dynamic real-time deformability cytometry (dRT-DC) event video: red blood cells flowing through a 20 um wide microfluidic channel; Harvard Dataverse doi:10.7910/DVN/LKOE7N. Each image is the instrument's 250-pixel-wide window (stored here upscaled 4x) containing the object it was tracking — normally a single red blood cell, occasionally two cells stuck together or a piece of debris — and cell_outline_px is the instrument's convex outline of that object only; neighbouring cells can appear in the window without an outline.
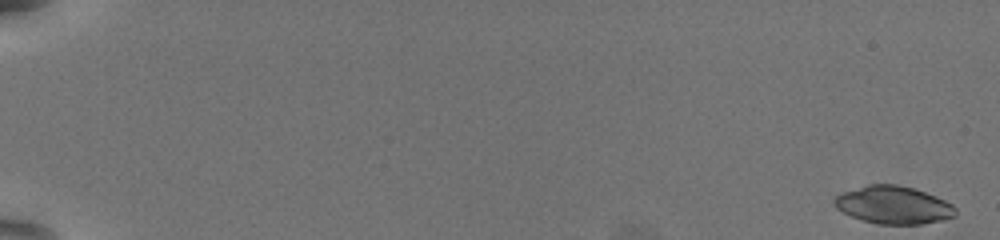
{"species": "common noctule bat (a hibernating species)", "species_latin": "Nyctalus noctula", "temperature_condition": "warm", "stored_images_in_passage": 58, "camera_frame_rate_fps": 3000, "um_per_image_px": 0.085, "animal": {"sex": "female", "body_mass_g": 19.5, "forearm_length_mm": 54.1}, "frame": {"image": 1, "passage_image": 1, "time_ms": 0.0, "image_size_px": [1000, 240], "cell_outline_px": [[956, 216], [944, 220], [920, 224], [876, 224], [860, 220], [836, 208], [832, 204], [832, 200], [840, 192], [868, 184], [896, 184], [912, 188], [924, 192], [944, 200], [952, 204], [956, 208]], "centroid_in_image_um": [75.9, 17.43], "position_along_channel_um": 9.1, "area_um2": 26.82}}
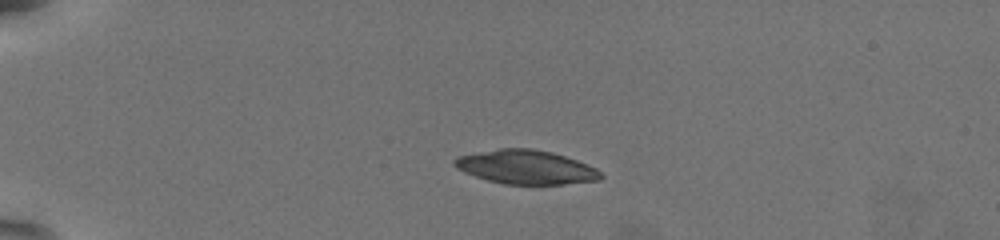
{"frame": {"image": 2, "passage_image": 16, "time_ms": 5.0, "image_size_px": [1000, 240], "cell_outline_px": [[604, 176], [600, 180], [564, 184], [504, 184], [488, 180], [464, 172], [456, 168], [452, 164], [452, 160], [456, 156], [500, 148], [532, 148], [552, 152], [576, 160], [596, 168]], "centroid_in_image_um": [44.68, 14.2], "position_along_channel_um": 40.3, "area_um2": 28.96}}
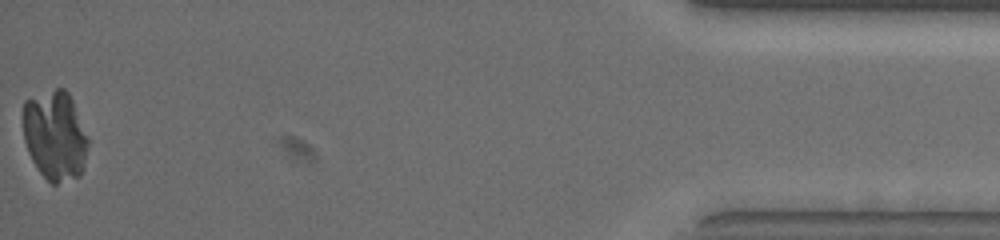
{"frame": {"image": 3, "passage_image": 58, "time_ms": 19.0, "image_size_px": [1000, 240], "cell_outline_px": [[88, 144], [84, 164], [80, 176], [56, 184], [52, 184], [40, 172], [32, 160], [28, 152], [24, 140], [24, 100], [56, 88], [64, 88], [68, 92], [72, 100], [88, 140]], "centroid_in_image_um": [4.67, 11.53], "position_along_channel_um": 430.5, "area_um2": 33.58}}